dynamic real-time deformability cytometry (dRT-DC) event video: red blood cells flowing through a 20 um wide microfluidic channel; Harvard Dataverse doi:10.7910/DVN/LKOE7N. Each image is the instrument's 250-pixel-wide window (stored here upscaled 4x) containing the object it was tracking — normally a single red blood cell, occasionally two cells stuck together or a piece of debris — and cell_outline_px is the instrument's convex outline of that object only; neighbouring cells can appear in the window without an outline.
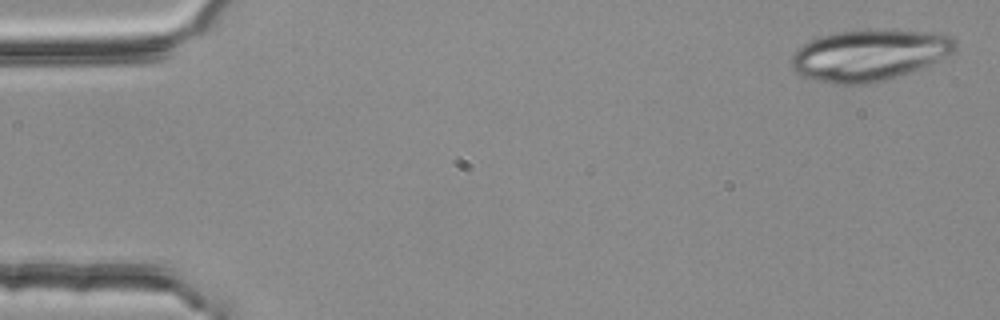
{"species": "common noctule bat (a hibernating species)", "species_latin": "Nyctalus noctula", "temperature_condition": "room temperature", "stored_images_in_passage": 8, "camera_frame_rate_fps": 3000, "um_per_image_px": 0.085, "animal": {"sex": "female", "body_mass_g": 25.1}, "frame": {"image": 1, "passage_image": 1, "time_ms": 0.0, "image_size_px": [1000, 320], "cell_outline_px": [[956, 52], [900, 76], [884, 80], [864, 84], [836, 84], [816, 80], [800, 76], [792, 68], [792, 56], [804, 44], [812, 40], [836, 32], [936, 32], [952, 36], [956, 40]], "centroid_in_image_um": [73.9, 4.72], "position_along_channel_um": 11.1, "area_um2": 47.63}}